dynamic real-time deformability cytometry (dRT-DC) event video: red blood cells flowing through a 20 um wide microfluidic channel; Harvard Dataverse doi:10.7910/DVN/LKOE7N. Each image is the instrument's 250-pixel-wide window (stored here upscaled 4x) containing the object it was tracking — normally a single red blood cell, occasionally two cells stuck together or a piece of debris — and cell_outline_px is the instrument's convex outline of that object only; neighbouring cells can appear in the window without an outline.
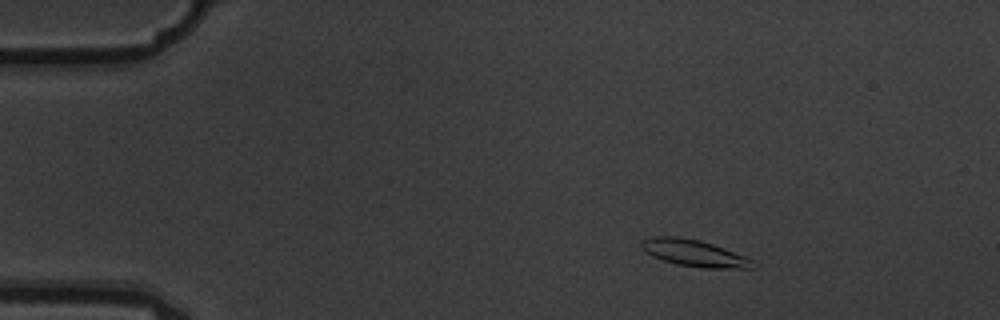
{"species": "common noctule bat (a hibernating species)", "species_latin": "Nyctalus noctula", "temperature_condition": "warm", "stored_images_in_passage": 5, "camera_frame_rate_fps": 3000, "um_per_image_px": 0.085, "animal": {"sex": "male", "body_mass_g": 19.5, "forearm_length_mm": 54.6}, "frame": {"image": 1, "passage_image": 2, "time_ms": 0.333, "image_size_px": [1000, 320], "cell_outline_px": [[756, 268], [704, 268], [676, 264], [652, 256], [644, 252], [640, 248], [640, 244], [644, 240], [656, 236], [680, 236], [700, 240], [724, 248], [744, 256], [752, 260]], "centroid_in_image_um": [58.98, 21.51], "position_along_channel_um": 26.0, "area_um2": 17.28}}